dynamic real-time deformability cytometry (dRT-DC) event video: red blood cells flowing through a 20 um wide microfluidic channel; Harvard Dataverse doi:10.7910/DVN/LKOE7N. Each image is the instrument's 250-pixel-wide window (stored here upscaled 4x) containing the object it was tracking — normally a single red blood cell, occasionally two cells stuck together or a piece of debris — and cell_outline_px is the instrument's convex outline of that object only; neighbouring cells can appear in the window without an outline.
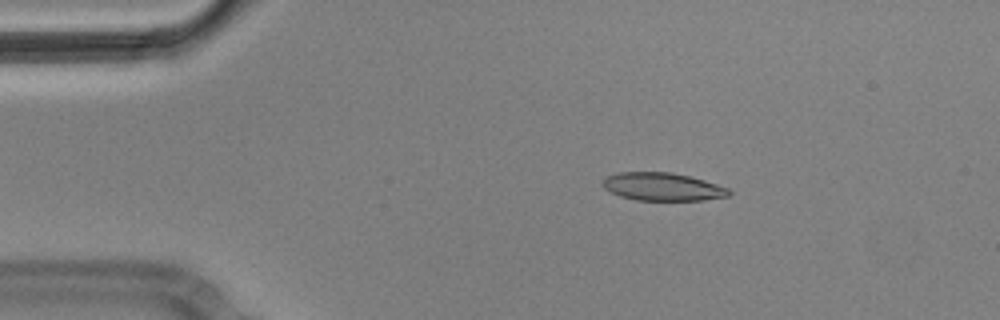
{"species": "Egyptian fruit bat (a non-hibernating species)", "species_latin": "Rousettus aegyptiacus", "temperature_condition": "cold", "stored_images_in_passage": 5, "camera_frame_rate_fps": 3000, "um_per_image_px": 0.085, "animal": {"sex": "male"}, "frame": {"image": 1, "passage_image": 3, "time_ms": 0.667, "image_size_px": [1000, 320], "cell_outline_px": [[732, 192], [728, 196], [704, 200], [636, 200], [620, 196], [604, 188], [604, 176], [620, 172], [672, 172], [704, 180], [728, 188]], "centroid_in_image_um": [56.32, 15.87], "position_along_channel_um": 28.7, "area_um2": 20.46}}